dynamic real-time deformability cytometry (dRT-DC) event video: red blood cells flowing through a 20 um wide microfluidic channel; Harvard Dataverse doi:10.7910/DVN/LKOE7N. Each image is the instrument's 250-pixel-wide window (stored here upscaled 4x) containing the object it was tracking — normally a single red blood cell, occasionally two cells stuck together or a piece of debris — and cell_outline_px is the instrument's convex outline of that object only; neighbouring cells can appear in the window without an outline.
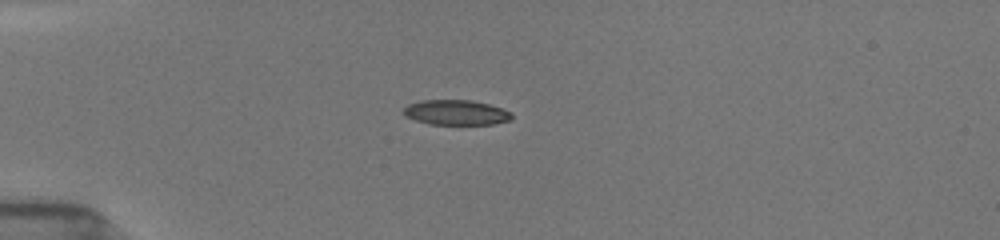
{"species": "common noctule bat (a hibernating species)", "species_latin": "Nyctalus noctula", "temperature_condition": "room temperature", "stored_images_in_passage": 8, "camera_frame_rate_fps": 3000, "um_per_image_px": 0.085, "animal": {"sex": "female", "body_mass_g": 19.5, "forearm_length_mm": 54.1}, "frame": {"image": 1, "passage_image": 7, "time_ms": 4.667, "image_size_px": [1000, 240], "cell_outline_px": [[512, 116], [508, 120], [492, 124], [428, 124], [404, 116], [404, 108], [408, 104], [420, 100], [472, 100], [488, 104], [512, 112]], "centroid_in_image_um": [38.73, 9.55], "position_along_channel_um": 46.3, "area_um2": 15.66}}